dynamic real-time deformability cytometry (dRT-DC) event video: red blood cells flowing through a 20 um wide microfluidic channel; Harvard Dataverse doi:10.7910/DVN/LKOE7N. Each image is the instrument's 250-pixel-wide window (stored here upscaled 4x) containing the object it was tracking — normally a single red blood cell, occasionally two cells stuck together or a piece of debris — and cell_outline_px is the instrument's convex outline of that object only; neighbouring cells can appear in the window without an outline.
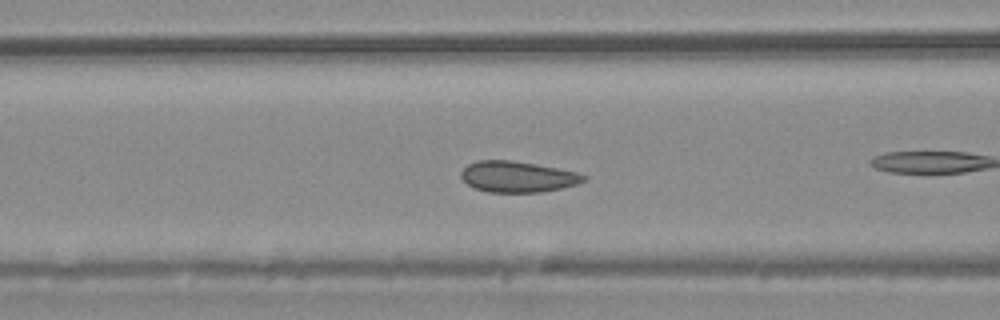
{"species": "common noctule bat (a hibernating species)", "species_latin": "Nyctalus noctula", "temperature_condition": "warm", "stored_images_in_passage": 24, "camera_frame_rate_fps": 3000, "um_per_image_px": 0.085, "animal": {"sex": "male", "body_mass_g": 20.4}, "frame": {"image": 1, "passage_image": 4, "time_ms": 1.0, "image_size_px": [1000, 320], "cell_outline_px": [[588, 176], [584, 180], [576, 184], [560, 188], [540, 192], [488, 192], [476, 188], [468, 184], [460, 176], [460, 172], [468, 164], [476, 160], [512, 160], [536, 164], [576, 172]], "centroid_in_image_um": [43.96, 15.01], "position_along_channel_um": 122.6, "area_um2": 21.96}}